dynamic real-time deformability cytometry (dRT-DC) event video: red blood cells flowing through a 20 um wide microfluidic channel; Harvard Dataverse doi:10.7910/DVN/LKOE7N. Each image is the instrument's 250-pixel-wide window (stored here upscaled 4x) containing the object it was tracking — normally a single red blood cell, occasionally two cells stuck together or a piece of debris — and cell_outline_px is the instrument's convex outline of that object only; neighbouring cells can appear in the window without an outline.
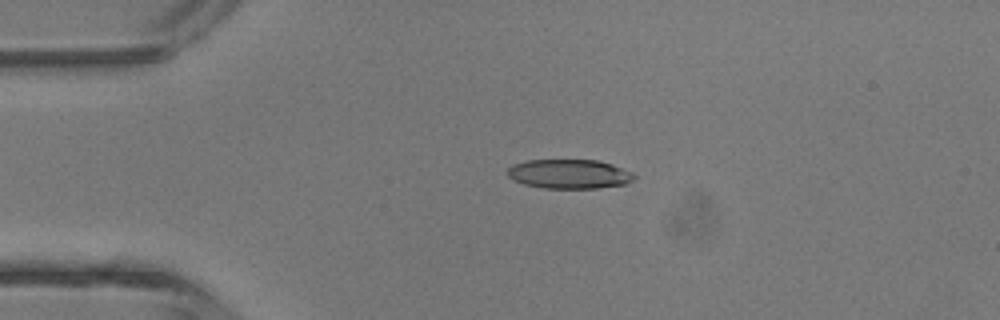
{"species": "common noctule bat (a hibernating species)", "species_latin": "Nyctalus noctula", "temperature_condition": "room temperature", "stored_images_in_passage": 3, "camera_frame_rate_fps": 3000, "um_per_image_px": 0.085, "animal": {"sex": "male", "body_mass_g": 13.3}, "frame": {"image": 1, "passage_image": 3, "time_ms": 2.333, "image_size_px": [1000, 320], "cell_outline_px": [[636, 176], [632, 180], [624, 184], [596, 188], [544, 188], [524, 184], [512, 180], [508, 176], [508, 168], [512, 164], [528, 160], [600, 160], [612, 164], [632, 172]], "centroid_in_image_um": [48.37, 14.78], "position_along_channel_um": 36.6, "area_um2": 21.62}}